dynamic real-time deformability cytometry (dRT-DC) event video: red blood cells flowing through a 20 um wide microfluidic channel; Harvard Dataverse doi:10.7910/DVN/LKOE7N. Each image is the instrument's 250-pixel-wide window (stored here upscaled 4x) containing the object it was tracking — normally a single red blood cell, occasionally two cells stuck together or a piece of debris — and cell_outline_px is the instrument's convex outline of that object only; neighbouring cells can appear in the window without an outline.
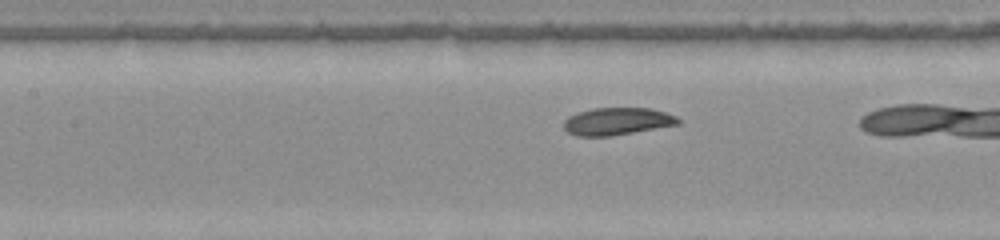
{"species": "common noctule bat (a hibernating species)", "species_latin": "Nyctalus noctula", "temperature_condition": "warm", "stored_images_in_passage": 29, "camera_frame_rate_fps": 3000, "um_per_image_px": 0.085, "animal": {"sex": "female", "body_mass_g": 22.0, "forearm_length_mm": 56.7}, "frame": {"image": 1, "passage_image": 12, "time_ms": 3.667, "image_size_px": [1000, 240], "cell_outline_px": [[680, 124], [608, 136], [576, 136], [568, 132], [564, 128], [564, 120], [568, 116], [576, 112], [592, 108], [652, 108], [676, 116], [680, 120]], "centroid_in_image_um": [52.42, 10.3], "position_along_channel_um": 155.0, "area_um2": 18.21}}
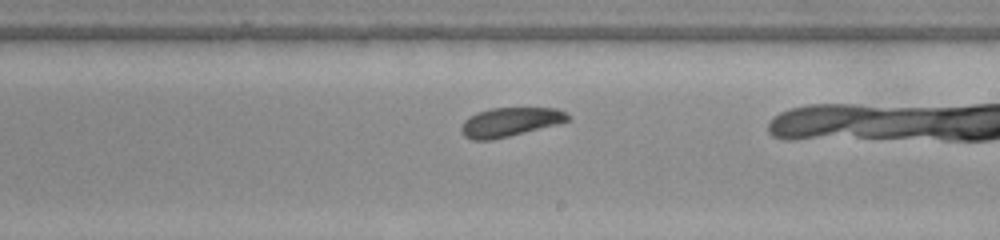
{"frame": {"image": 2, "passage_image": 19, "time_ms": 6.0, "image_size_px": [1000, 240], "cell_outline_px": [[572, 116], [568, 120], [556, 124], [492, 140], [472, 140], [464, 136], [460, 132], [460, 128], [464, 120], [468, 116], [476, 112], [492, 108], [556, 108]], "centroid_in_image_um": [43.29, 10.37], "position_along_channel_um": 245.7, "area_um2": 17.92}}
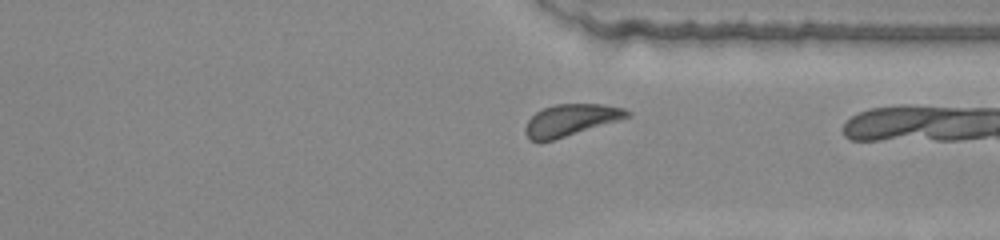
{"frame": {"image": 3, "passage_image": 28, "time_ms": 9.0, "image_size_px": [1000, 240], "cell_outline_px": [[632, 116], [620, 120], [540, 144], [528, 140], [524, 132], [524, 128], [528, 120], [536, 112], [544, 108], [556, 104], [604, 104], [624, 108], [632, 112]], "centroid_in_image_um": [48.5, 10.23], "position_along_channel_um": 362.9, "area_um2": 19.19}}